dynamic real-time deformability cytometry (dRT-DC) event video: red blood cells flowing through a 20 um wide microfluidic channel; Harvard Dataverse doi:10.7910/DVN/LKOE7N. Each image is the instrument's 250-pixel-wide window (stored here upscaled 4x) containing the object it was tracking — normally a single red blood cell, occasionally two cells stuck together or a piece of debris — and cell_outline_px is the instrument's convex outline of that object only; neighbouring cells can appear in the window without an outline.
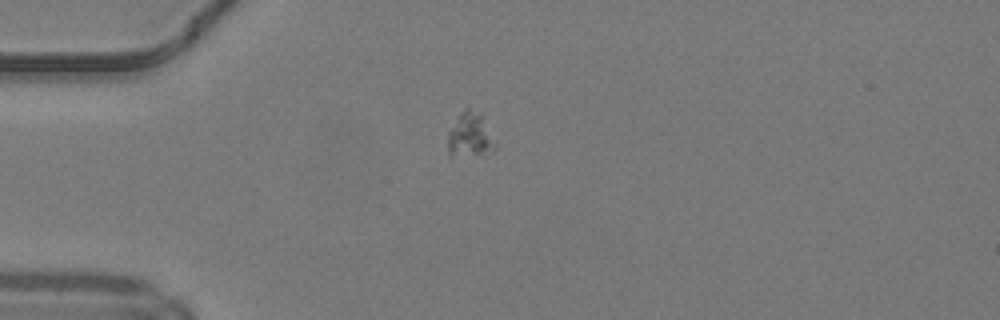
{"species": "common noctule bat (a hibernating species)", "species_latin": "Nyctalus noctula", "temperature_condition": "warm", "stored_images_in_passage": 52, "camera_frame_rate_fps": 3000, "um_per_image_px": 0.085, "animal": {"sex": "male", "body_mass_g": 19.2, "forearm_length_mm": 51.8}, "frame": {"image": 1, "passage_image": 16, "time_ms": 5.0, "image_size_px": [1000, 320], "cell_outline_px": [[496, 148], [492, 152], [452, 156], [448, 156], [448, 132], [460, 112], [464, 108], [468, 108], [484, 116], [496, 144]], "centroid_in_image_um": [39.96, 11.47], "position_along_channel_um": 45.0, "area_um2": 12.25}}
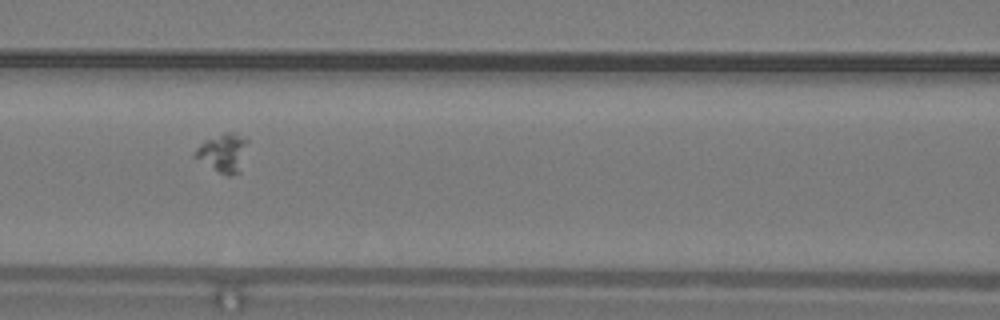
{"frame": {"image": 2, "passage_image": 25, "time_ms": 8.0, "image_size_px": [1000, 320], "cell_outline_px": [[248, 140], [240, 172], [228, 176], [220, 172], [192, 156], [196, 148], [200, 144], [224, 132], [232, 132]], "centroid_in_image_um": [18.96, 12.99], "position_along_channel_um": 147.6, "area_um2": 11.44}}
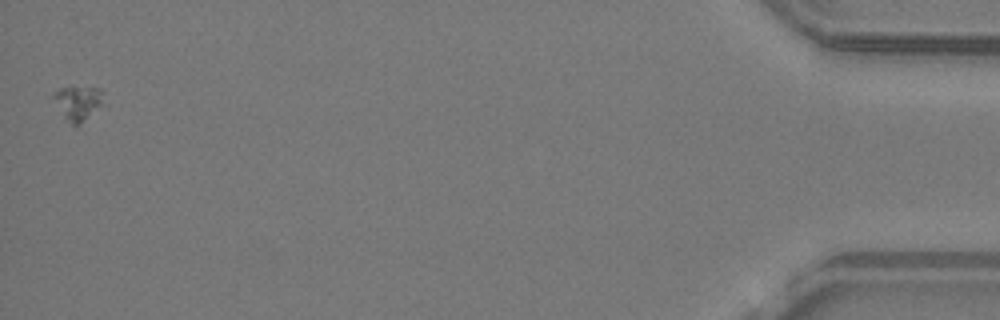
{"frame": {"image": 3, "passage_image": 52, "time_ms": 17.0, "image_size_px": [1000, 320], "cell_outline_px": [[104, 104], [80, 124], [72, 124], [64, 116], [52, 96], [52, 92], [60, 88], [72, 84], [100, 88], [104, 92]], "centroid_in_image_um": [6.67, 8.65], "position_along_channel_um": 428.5, "area_um2": 10.4}}